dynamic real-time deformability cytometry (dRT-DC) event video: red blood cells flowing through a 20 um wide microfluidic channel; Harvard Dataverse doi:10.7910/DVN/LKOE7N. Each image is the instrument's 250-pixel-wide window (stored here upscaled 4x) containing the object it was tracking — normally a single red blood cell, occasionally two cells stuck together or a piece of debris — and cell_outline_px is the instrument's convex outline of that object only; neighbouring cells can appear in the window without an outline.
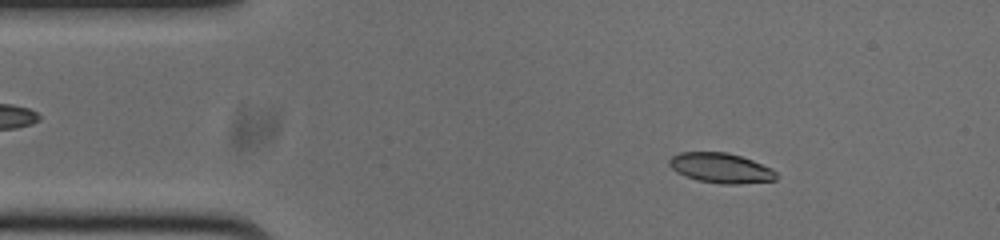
{"species": "common noctule bat (a hibernating species)", "species_latin": "Nyctalus noctula", "temperature_condition": "cold", "stored_images_in_passage": 53, "camera_frame_rate_fps": 3000, "um_per_image_px": 0.085, "animal": {"sex": "male", "body_mass_g": 20.0, "forearm_length_mm": 53.3}, "frame": {"image": 1, "passage_image": 7, "time_ms": 2.0, "image_size_px": [1000, 240], "cell_outline_px": [[776, 180], [740, 184], [724, 184], [696, 180], [684, 176], [676, 172], [668, 164], [668, 160], [672, 156], [680, 152], [728, 152], [752, 160], [772, 168], [776, 172]], "centroid_in_image_um": [61.25, 14.28], "position_along_channel_um": 23.7, "area_um2": 18.79}}
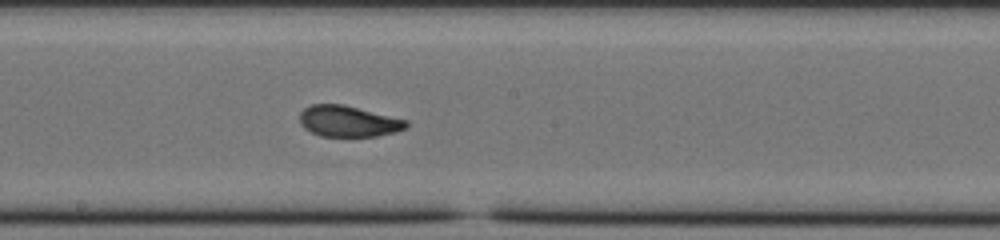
{"frame": {"image": 2, "passage_image": 27, "time_ms": 8.667, "image_size_px": [1000, 240], "cell_outline_px": [[408, 128], [396, 132], [376, 136], [320, 136], [304, 128], [300, 124], [300, 112], [304, 108], [312, 104], [344, 104], [408, 120]], "centroid_in_image_um": [29.63, 10.3], "position_along_channel_um": 218.6, "area_um2": 19.42}}
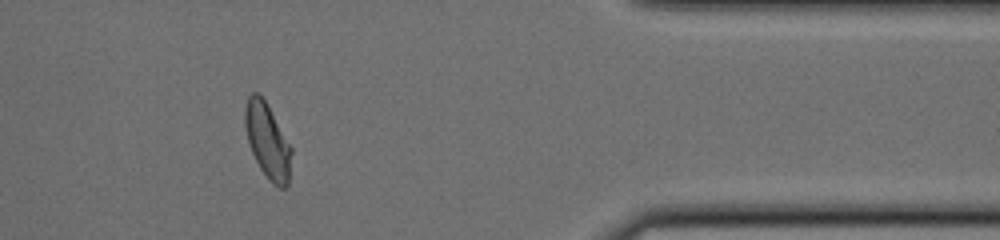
{"frame": {"image": 3, "passage_image": 43, "time_ms": 14.0, "image_size_px": [1000, 240], "cell_outline_px": [[292, 152], [288, 184], [284, 188], [280, 188], [272, 184], [268, 180], [260, 168], [252, 152], [248, 140], [244, 124], [244, 108], [248, 96], [252, 92], [256, 92], [264, 100], [292, 148]], "centroid_in_image_um": [22.73, 12.0], "position_along_channel_um": 388.7, "area_um2": 20.06}, "authors_computed_cell_mechanics": {"area_um2": 19.7676, "velocity_mm_per_s": 3.7505, "shape_relaxation_time_tau1_ms": 3.5284, "shape_relaxation_time_tau2_ms": 1.1852, "deformation_change_tau1": 0.1374, "deformation_change_tau2": 0.0687}}